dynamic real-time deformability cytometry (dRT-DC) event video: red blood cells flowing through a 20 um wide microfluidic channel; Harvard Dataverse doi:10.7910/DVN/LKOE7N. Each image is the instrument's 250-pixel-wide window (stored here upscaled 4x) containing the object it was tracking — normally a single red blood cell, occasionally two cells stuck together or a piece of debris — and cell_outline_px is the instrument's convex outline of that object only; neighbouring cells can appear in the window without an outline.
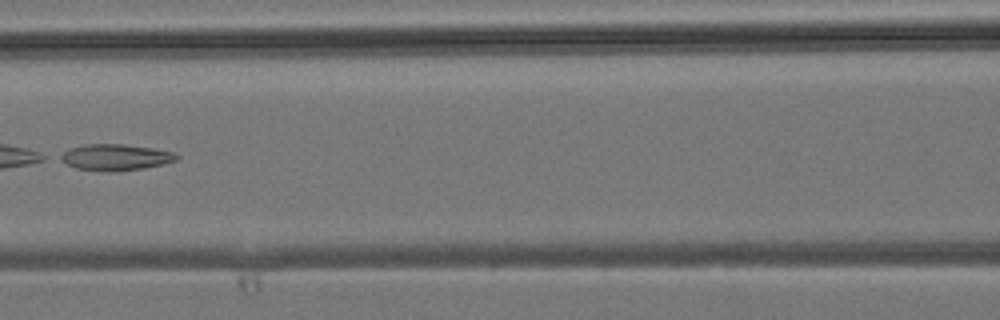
{"species": "common noctule bat (a hibernating species)", "species_latin": "Nyctalus noctula", "temperature_condition": "room temperature", "stored_images_in_passage": 24, "camera_frame_rate_fps": 3000, "um_per_image_px": 0.085, "animal": {"sex": "male", "body_mass_g": 19.2, "forearm_length_mm": 51.8}, "frame": {"image": 1, "passage_image": 20, "time_ms": 6.333, "image_size_px": [1000, 320], "cell_outline_px": [[180, 156], [176, 160], [164, 164], [144, 168], [76, 168], [60, 160], [56, 156], [68, 148], [84, 144], [124, 144], [152, 148], [172, 152]], "centroid_in_image_um": [9.79, 13.3], "position_along_channel_um": 156.8, "area_um2": 16.88}}